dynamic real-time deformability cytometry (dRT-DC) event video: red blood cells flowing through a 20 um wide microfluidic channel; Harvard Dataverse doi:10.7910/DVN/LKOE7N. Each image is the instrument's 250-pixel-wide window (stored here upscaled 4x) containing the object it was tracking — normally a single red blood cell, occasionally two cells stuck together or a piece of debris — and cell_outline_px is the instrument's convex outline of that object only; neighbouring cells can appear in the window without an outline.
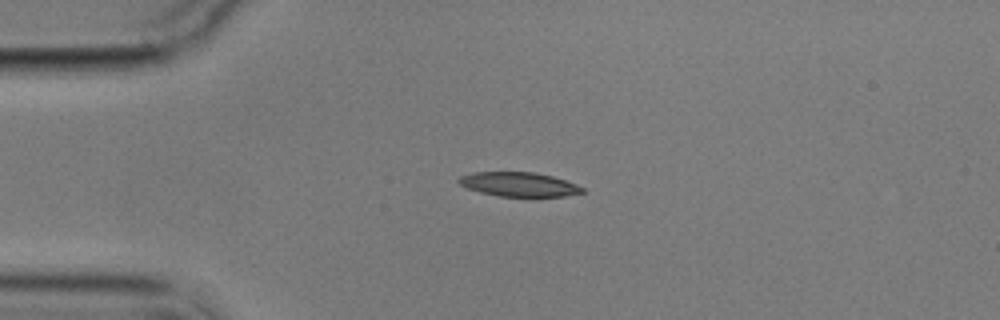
{"species": "common noctule bat (a hibernating species)", "species_latin": "Nyctalus noctula", "temperature_condition": "cold", "stored_images_in_passage": 6, "camera_frame_rate_fps": 3000, "um_per_image_px": 0.085, "animal": {"sex": "male", "body_mass_g": 17.9}, "frame": {"image": 1, "passage_image": 4, "time_ms": 4.0, "image_size_px": [1000, 320], "cell_outline_px": [[584, 192], [564, 196], [500, 196], [480, 192], [468, 188], [460, 184], [456, 180], [460, 176], [472, 172], [532, 172], [552, 176], [576, 184], [584, 188]], "centroid_in_image_um": [44.08, 15.66], "position_along_channel_um": 40.9, "area_um2": 17.28}}
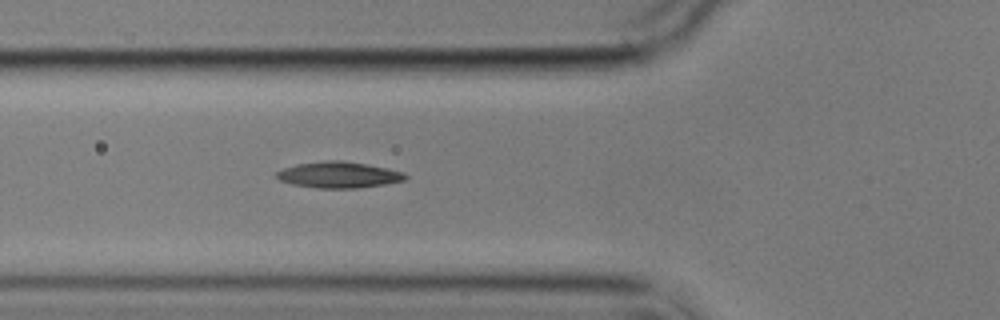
{"frame": {"image": 2, "passage_image": 6, "time_ms": 6.333, "image_size_px": [1000, 320], "cell_outline_px": [[408, 176], [404, 180], [384, 184], [356, 188], [316, 188], [292, 184], [280, 180], [272, 176], [276, 172], [284, 168], [296, 164], [328, 160], [340, 160], [368, 164], [388, 168], [404, 172]], "centroid_in_image_um": [28.76, 14.85], "position_along_channel_um": 97.0, "area_um2": 19.71}}